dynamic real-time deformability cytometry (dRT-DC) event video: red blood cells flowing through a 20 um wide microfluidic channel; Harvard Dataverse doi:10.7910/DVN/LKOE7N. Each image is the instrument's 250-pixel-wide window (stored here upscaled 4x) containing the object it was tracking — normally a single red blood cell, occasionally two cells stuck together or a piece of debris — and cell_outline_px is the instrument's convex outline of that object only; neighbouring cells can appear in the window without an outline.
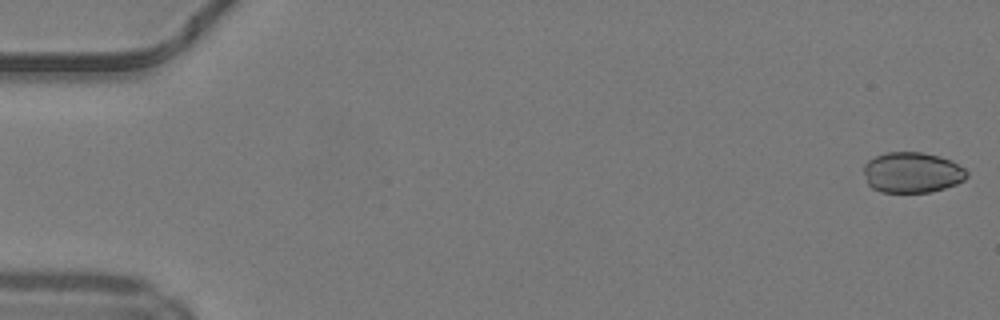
{"species": "common noctule bat (a hibernating species)", "species_latin": "Nyctalus noctula", "temperature_condition": "warm", "stored_images_in_passage": 31, "camera_frame_rate_fps": 3000, "um_per_image_px": 0.085, "animal": {"sex": "male", "body_mass_g": 19.2, "forearm_length_mm": 51.8}, "frame": {"image": 1, "passage_image": 1, "time_ms": 0.0, "image_size_px": [1000, 320], "cell_outline_px": [[968, 176], [964, 180], [956, 184], [932, 192], [880, 192], [872, 188], [868, 184], [864, 172], [864, 164], [868, 160], [884, 152], [920, 152], [940, 156], [952, 160], [964, 168], [968, 172]], "centroid_in_image_um": [77.54, 14.66], "position_along_channel_um": 7.5, "area_um2": 24.57}}
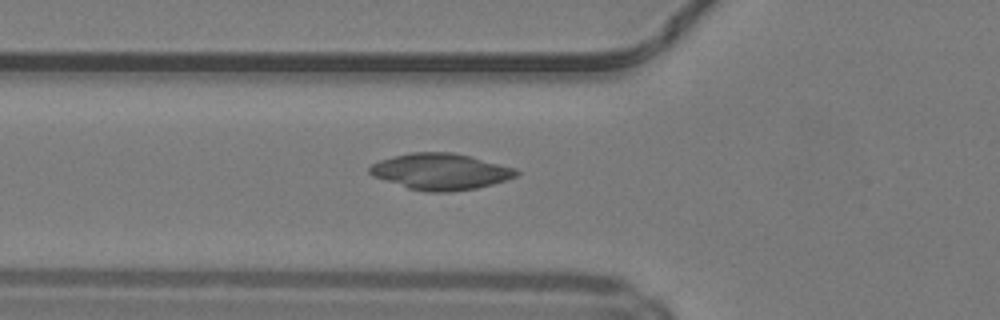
{"frame": {"image": 2, "passage_image": 18, "time_ms": 5.667, "image_size_px": [1000, 320], "cell_outline_px": [[520, 172], [516, 176], [508, 180], [476, 188], [448, 192], [428, 192], [408, 188], [372, 176], [368, 172], [368, 168], [372, 164], [380, 160], [392, 156], [412, 152], [452, 152], [516, 168]], "centroid_in_image_um": [37.43, 14.58], "position_along_channel_um": 88.4, "area_um2": 30.92}}
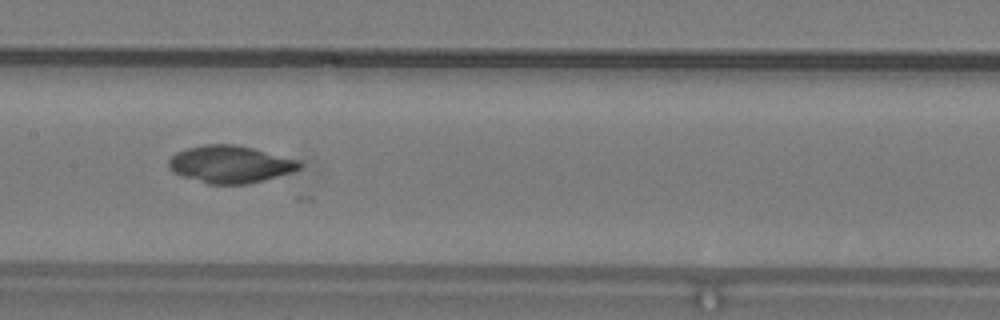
{"frame": {"image": 3, "passage_image": 25, "time_ms": 8.0, "image_size_px": [1000, 320], "cell_outline_px": [[304, 164], [300, 168], [292, 172], [264, 180], [248, 184], [208, 184], [180, 176], [172, 172], [168, 168], [168, 160], [176, 152], [188, 148], [204, 144], [236, 144], [300, 160]], "centroid_in_image_um": [19.56, 13.97], "position_along_channel_um": 187.8, "area_um2": 28.67}}